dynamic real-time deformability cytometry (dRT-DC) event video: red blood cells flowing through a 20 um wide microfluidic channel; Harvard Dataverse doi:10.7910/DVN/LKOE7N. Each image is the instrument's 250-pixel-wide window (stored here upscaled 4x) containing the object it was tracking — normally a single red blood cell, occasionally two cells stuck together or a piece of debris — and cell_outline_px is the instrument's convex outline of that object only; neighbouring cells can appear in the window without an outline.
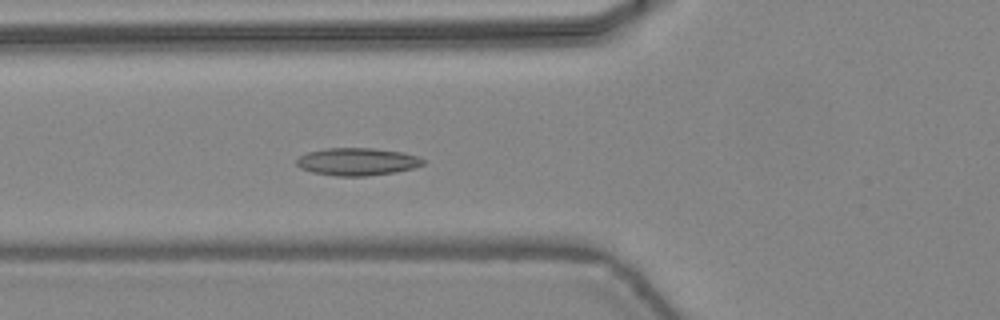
{"species": "common noctule bat (a hibernating species)", "species_latin": "Nyctalus noctula", "temperature_condition": "warm", "stored_images_in_passage": 48, "camera_frame_rate_fps": 3000, "um_per_image_px": 0.085, "animal": {"sex": "female", "body_mass_g": 24.6, "forearm_length_mm": 56.2}, "frame": {"image": 1, "passage_image": 19, "time_ms": 6.0, "image_size_px": [1000, 320], "cell_outline_px": [[428, 160], [424, 164], [412, 168], [392, 172], [364, 176], [336, 176], [312, 172], [300, 168], [296, 164], [296, 160], [300, 156], [308, 152], [328, 148], [372, 148], [404, 152], [420, 156]], "centroid_in_image_um": [30.4, 13.73], "position_along_channel_um": 95.4, "area_um2": 20.35}}
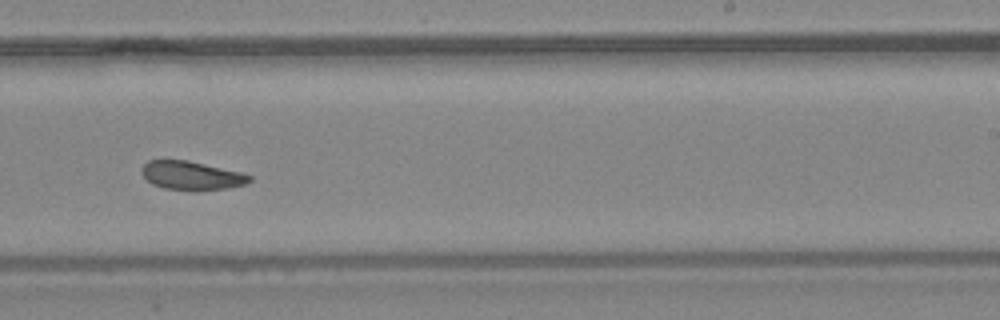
{"frame": {"image": 2, "passage_image": 31, "time_ms": 10.0, "image_size_px": [1000, 320], "cell_outline_px": [[252, 180], [244, 184], [228, 188], [196, 192], [192, 192], [164, 188], [152, 184], [140, 172], [140, 168], [148, 160], [188, 160], [240, 172], [252, 176]], "centroid_in_image_um": [16.26, 14.94], "position_along_channel_um": 272.7, "area_um2": 18.32}}
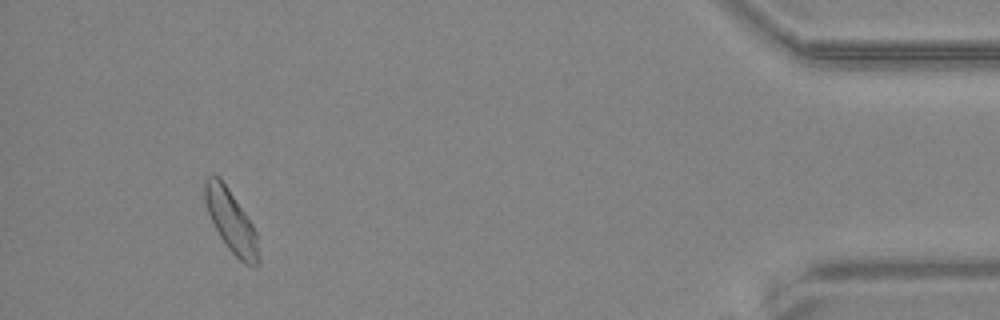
{"frame": {"image": 3, "passage_image": 45, "time_ms": 14.667, "image_size_px": [1000, 320], "cell_outline_px": [[260, 264], [256, 268], [252, 268], [244, 264], [228, 248], [220, 236], [208, 212], [204, 200], [204, 180], [208, 176], [220, 176], [252, 224], [256, 232], [260, 256]], "centroid_in_image_um": [19.67, 18.85], "position_along_channel_um": 415.5, "area_um2": 19.48}, "authors_computed_cell_mechanics": {"area_um2": 19.363, "velocity_mm_per_s": 4.4289, "shape_relaxation_time_tau1_ms": 5.3458, "shape_relaxation_time_tau2_ms": 3.0006, "deformation_change_tau1": 0.1076, "deformation_change_tau2": 0.0911}}